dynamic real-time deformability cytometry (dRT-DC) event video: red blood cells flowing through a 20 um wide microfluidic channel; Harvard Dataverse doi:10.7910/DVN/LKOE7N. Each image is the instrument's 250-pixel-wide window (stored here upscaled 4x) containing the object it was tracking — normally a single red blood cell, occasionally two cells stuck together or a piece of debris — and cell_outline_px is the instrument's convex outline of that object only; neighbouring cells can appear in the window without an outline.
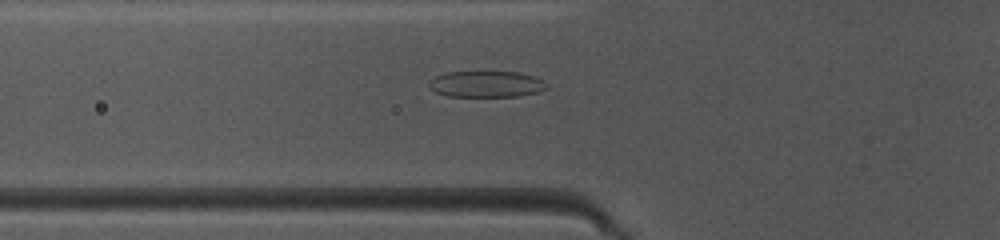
{"species": "common noctule bat (a hibernating species)", "species_latin": "Nyctalus noctula", "temperature_condition": "warm", "stored_images_in_passage": 49, "camera_frame_rate_fps": 3000, "um_per_image_px": 0.085, "animal": {"sex": "female", "body_mass_g": 10.0, "forearm_length_mm": 53.1}, "frame": {"image": 1, "passage_image": 18, "time_ms": 5.667, "image_size_px": [1000, 240], "cell_outline_px": [[548, 88], [540, 92], [520, 96], [448, 96], [436, 92], [428, 84], [436, 76], [448, 72], [516, 72], [532, 76], [544, 80], [548, 84]], "centroid_in_image_um": [41.41, 7.15], "position_along_channel_um": 84.4, "area_um2": 17.86}}
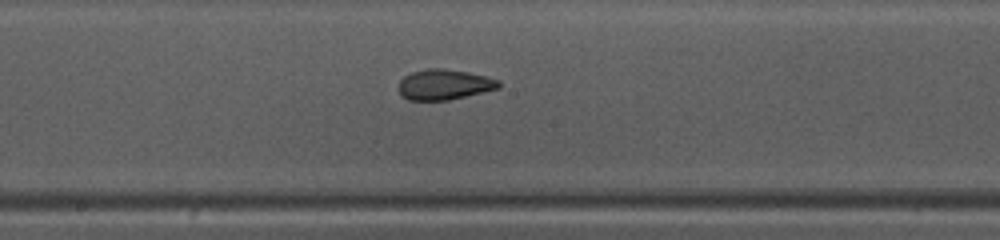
{"frame": {"image": 2, "passage_image": 27, "time_ms": 8.667, "image_size_px": [1000, 240], "cell_outline_px": [[500, 88], [448, 100], [408, 100], [400, 96], [396, 88], [400, 80], [404, 76], [412, 72], [428, 68], [444, 68], [468, 72], [500, 80]], "centroid_in_image_um": [37.7, 7.19], "position_along_channel_um": 210.5, "area_um2": 17.92}}
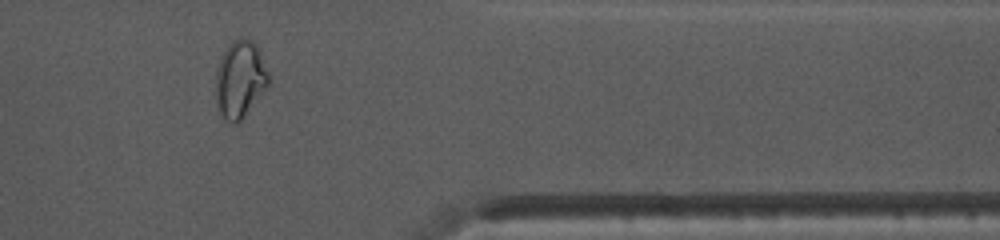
{"frame": {"image": 3, "passage_image": 41, "time_ms": 13.333, "image_size_px": [1000, 240], "cell_outline_px": [[268, 84], [244, 116], [236, 124], [232, 124], [220, 112], [216, 100], [216, 72], [220, 60], [228, 44], [232, 40], [240, 36], [252, 40], [256, 44], [268, 72]], "centroid_in_image_um": [20.39, 6.69], "position_along_channel_um": 391.0, "area_um2": 23.29}, "authors_computed_cell_mechanics": {"area_um2": 20.0566, "velocity_mm_per_s": 4.1523, "shape_relaxation_time_tau1_ms": 5.8166, "shape_relaxation_time_tau2_ms": 1.8721, "deformation_change_tau1": 0.203, "deformation_change_tau2": 0.0858}}